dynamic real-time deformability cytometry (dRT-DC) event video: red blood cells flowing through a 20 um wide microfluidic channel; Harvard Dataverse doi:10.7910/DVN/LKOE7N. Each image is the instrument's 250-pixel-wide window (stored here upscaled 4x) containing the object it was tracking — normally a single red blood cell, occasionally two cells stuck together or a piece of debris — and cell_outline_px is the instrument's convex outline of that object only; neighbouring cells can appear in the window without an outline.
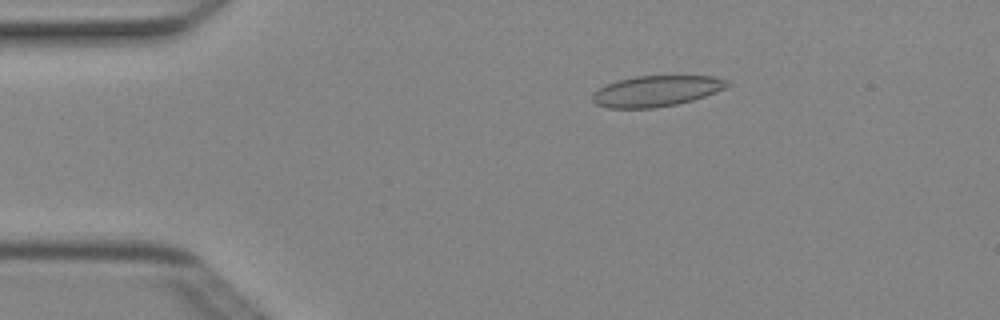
{"species": "Egyptian fruit bat (a non-hibernating species)", "species_latin": "Rousettus aegyptiacus", "temperature_condition": "cold", "stored_images_in_passage": 4, "segment_of_instrument_passage": [1, 2], "camera_frame_rate_fps": 3000, "um_per_image_px": 0.085, "animal": {"sex": "female"}, "frame": {"image": 1, "passage_image": 2, "time_ms": 0.333, "image_size_px": [1000, 320], "cell_outline_px": [[732, 84], [716, 92], [692, 100], [676, 104], [652, 108], [608, 108], [596, 104], [592, 100], [592, 92], [616, 80], [636, 76], [712, 76], [728, 80]], "centroid_in_image_um": [55.78, 7.73], "position_along_channel_um": 29.2, "area_um2": 24.16}}